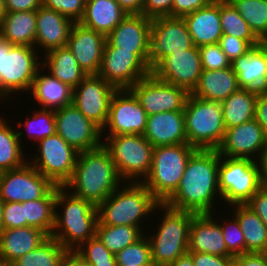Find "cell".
<instances>
[{"mask_svg":"<svg viewBox=\"0 0 267 266\" xmlns=\"http://www.w3.org/2000/svg\"><path fill=\"white\" fill-rule=\"evenodd\" d=\"M3 206L4 202L0 199V233L3 231Z\"/></svg>","mask_w":267,"mask_h":266,"instance_id":"cell-61","label":"cell"},{"mask_svg":"<svg viewBox=\"0 0 267 266\" xmlns=\"http://www.w3.org/2000/svg\"><path fill=\"white\" fill-rule=\"evenodd\" d=\"M42 6V0H4L6 13L37 10Z\"/></svg>","mask_w":267,"mask_h":266,"instance_id":"cell-54","label":"cell"},{"mask_svg":"<svg viewBox=\"0 0 267 266\" xmlns=\"http://www.w3.org/2000/svg\"><path fill=\"white\" fill-rule=\"evenodd\" d=\"M241 231L246 242V253H264L267 250V226L246 204H233ZM235 213V214H234Z\"/></svg>","mask_w":267,"mask_h":266,"instance_id":"cell-35","label":"cell"},{"mask_svg":"<svg viewBox=\"0 0 267 266\" xmlns=\"http://www.w3.org/2000/svg\"><path fill=\"white\" fill-rule=\"evenodd\" d=\"M231 217L233 219H230V221H226L224 218V223H221L223 225L220 224V226L228 251L233 256H237L246 253V242L237 218L234 215Z\"/></svg>","mask_w":267,"mask_h":266,"instance_id":"cell-45","label":"cell"},{"mask_svg":"<svg viewBox=\"0 0 267 266\" xmlns=\"http://www.w3.org/2000/svg\"><path fill=\"white\" fill-rule=\"evenodd\" d=\"M216 149H197L189 158L177 189L163 202L177 210L195 214H211L219 194Z\"/></svg>","mask_w":267,"mask_h":266,"instance_id":"cell-1","label":"cell"},{"mask_svg":"<svg viewBox=\"0 0 267 266\" xmlns=\"http://www.w3.org/2000/svg\"><path fill=\"white\" fill-rule=\"evenodd\" d=\"M67 191L64 186H56L55 225L50 236L69 251H74L96 236L98 212L91 202ZM60 206L64 208L61 215L57 211Z\"/></svg>","mask_w":267,"mask_h":266,"instance_id":"cell-3","label":"cell"},{"mask_svg":"<svg viewBox=\"0 0 267 266\" xmlns=\"http://www.w3.org/2000/svg\"><path fill=\"white\" fill-rule=\"evenodd\" d=\"M48 237L44 231L30 226L5 229L0 233V260L14 262Z\"/></svg>","mask_w":267,"mask_h":266,"instance_id":"cell-28","label":"cell"},{"mask_svg":"<svg viewBox=\"0 0 267 266\" xmlns=\"http://www.w3.org/2000/svg\"><path fill=\"white\" fill-rule=\"evenodd\" d=\"M228 266H237L233 261Z\"/></svg>","mask_w":267,"mask_h":266,"instance_id":"cell-66","label":"cell"},{"mask_svg":"<svg viewBox=\"0 0 267 266\" xmlns=\"http://www.w3.org/2000/svg\"><path fill=\"white\" fill-rule=\"evenodd\" d=\"M38 143L39 154L30 164L54 185L64 186L73 175L79 152L57 133Z\"/></svg>","mask_w":267,"mask_h":266,"instance_id":"cell-13","label":"cell"},{"mask_svg":"<svg viewBox=\"0 0 267 266\" xmlns=\"http://www.w3.org/2000/svg\"><path fill=\"white\" fill-rule=\"evenodd\" d=\"M86 0H42V6L79 22L84 15Z\"/></svg>","mask_w":267,"mask_h":266,"instance_id":"cell-47","label":"cell"},{"mask_svg":"<svg viewBox=\"0 0 267 266\" xmlns=\"http://www.w3.org/2000/svg\"><path fill=\"white\" fill-rule=\"evenodd\" d=\"M266 145L267 135L254 118L226 129L223 141L217 151L220 156L229 158L258 160Z\"/></svg>","mask_w":267,"mask_h":266,"instance_id":"cell-20","label":"cell"},{"mask_svg":"<svg viewBox=\"0 0 267 266\" xmlns=\"http://www.w3.org/2000/svg\"><path fill=\"white\" fill-rule=\"evenodd\" d=\"M116 90L98 75H87L73 89L72 103L102 130V134L109 116L110 100Z\"/></svg>","mask_w":267,"mask_h":266,"instance_id":"cell-16","label":"cell"},{"mask_svg":"<svg viewBox=\"0 0 267 266\" xmlns=\"http://www.w3.org/2000/svg\"><path fill=\"white\" fill-rule=\"evenodd\" d=\"M143 136L154 147L187 143L184 111H166L147 116Z\"/></svg>","mask_w":267,"mask_h":266,"instance_id":"cell-25","label":"cell"},{"mask_svg":"<svg viewBox=\"0 0 267 266\" xmlns=\"http://www.w3.org/2000/svg\"><path fill=\"white\" fill-rule=\"evenodd\" d=\"M193 46L183 18L156 17L152 19L150 36L146 40L145 61L152 70L165 56Z\"/></svg>","mask_w":267,"mask_h":266,"instance_id":"cell-11","label":"cell"},{"mask_svg":"<svg viewBox=\"0 0 267 266\" xmlns=\"http://www.w3.org/2000/svg\"><path fill=\"white\" fill-rule=\"evenodd\" d=\"M208 4L207 0H173L172 17L183 18Z\"/></svg>","mask_w":267,"mask_h":266,"instance_id":"cell-52","label":"cell"},{"mask_svg":"<svg viewBox=\"0 0 267 266\" xmlns=\"http://www.w3.org/2000/svg\"><path fill=\"white\" fill-rule=\"evenodd\" d=\"M60 266H92L85 262L75 251H69Z\"/></svg>","mask_w":267,"mask_h":266,"instance_id":"cell-58","label":"cell"},{"mask_svg":"<svg viewBox=\"0 0 267 266\" xmlns=\"http://www.w3.org/2000/svg\"><path fill=\"white\" fill-rule=\"evenodd\" d=\"M130 90L139 100L147 116L166 111L184 110L191 94L187 89L165 83L152 74L138 81Z\"/></svg>","mask_w":267,"mask_h":266,"instance_id":"cell-17","label":"cell"},{"mask_svg":"<svg viewBox=\"0 0 267 266\" xmlns=\"http://www.w3.org/2000/svg\"><path fill=\"white\" fill-rule=\"evenodd\" d=\"M192 256L194 266H228L233 259L208 253L188 252Z\"/></svg>","mask_w":267,"mask_h":266,"instance_id":"cell-53","label":"cell"},{"mask_svg":"<svg viewBox=\"0 0 267 266\" xmlns=\"http://www.w3.org/2000/svg\"><path fill=\"white\" fill-rule=\"evenodd\" d=\"M54 186L27 161L20 168L1 172L0 199L4 203L39 200Z\"/></svg>","mask_w":267,"mask_h":266,"instance_id":"cell-14","label":"cell"},{"mask_svg":"<svg viewBox=\"0 0 267 266\" xmlns=\"http://www.w3.org/2000/svg\"><path fill=\"white\" fill-rule=\"evenodd\" d=\"M142 230V228L128 225H97L96 236L109 251L116 255L126 246L141 239L144 236Z\"/></svg>","mask_w":267,"mask_h":266,"instance_id":"cell-39","label":"cell"},{"mask_svg":"<svg viewBox=\"0 0 267 266\" xmlns=\"http://www.w3.org/2000/svg\"><path fill=\"white\" fill-rule=\"evenodd\" d=\"M207 2L212 3V4H220V3L229 2V0H207Z\"/></svg>","mask_w":267,"mask_h":266,"instance_id":"cell-64","label":"cell"},{"mask_svg":"<svg viewBox=\"0 0 267 266\" xmlns=\"http://www.w3.org/2000/svg\"><path fill=\"white\" fill-rule=\"evenodd\" d=\"M3 41L2 37H1V34H0V43Z\"/></svg>","mask_w":267,"mask_h":266,"instance_id":"cell-68","label":"cell"},{"mask_svg":"<svg viewBox=\"0 0 267 266\" xmlns=\"http://www.w3.org/2000/svg\"><path fill=\"white\" fill-rule=\"evenodd\" d=\"M7 121L0 117V171H7L24 166L27 159L22 151L21 136L23 132H15Z\"/></svg>","mask_w":267,"mask_h":266,"instance_id":"cell-37","label":"cell"},{"mask_svg":"<svg viewBox=\"0 0 267 266\" xmlns=\"http://www.w3.org/2000/svg\"><path fill=\"white\" fill-rule=\"evenodd\" d=\"M203 70L225 69L231 66L219 44H209L198 47Z\"/></svg>","mask_w":267,"mask_h":266,"instance_id":"cell-46","label":"cell"},{"mask_svg":"<svg viewBox=\"0 0 267 266\" xmlns=\"http://www.w3.org/2000/svg\"><path fill=\"white\" fill-rule=\"evenodd\" d=\"M264 255H265L266 259H267V250L264 252Z\"/></svg>","mask_w":267,"mask_h":266,"instance_id":"cell-67","label":"cell"},{"mask_svg":"<svg viewBox=\"0 0 267 266\" xmlns=\"http://www.w3.org/2000/svg\"><path fill=\"white\" fill-rule=\"evenodd\" d=\"M0 34L3 40L13 45L34 47L36 37V10L6 13Z\"/></svg>","mask_w":267,"mask_h":266,"instance_id":"cell-33","label":"cell"},{"mask_svg":"<svg viewBox=\"0 0 267 266\" xmlns=\"http://www.w3.org/2000/svg\"><path fill=\"white\" fill-rule=\"evenodd\" d=\"M104 139L103 145L109 150L124 183L126 180L142 182L149 175L154 146L143 135H116Z\"/></svg>","mask_w":267,"mask_h":266,"instance_id":"cell-9","label":"cell"},{"mask_svg":"<svg viewBox=\"0 0 267 266\" xmlns=\"http://www.w3.org/2000/svg\"><path fill=\"white\" fill-rule=\"evenodd\" d=\"M6 12H5V7H4V0H0V26L2 23V20L5 16Z\"/></svg>","mask_w":267,"mask_h":266,"instance_id":"cell-62","label":"cell"},{"mask_svg":"<svg viewBox=\"0 0 267 266\" xmlns=\"http://www.w3.org/2000/svg\"><path fill=\"white\" fill-rule=\"evenodd\" d=\"M74 251L92 266H116L115 255L103 245L97 236L83 242Z\"/></svg>","mask_w":267,"mask_h":266,"instance_id":"cell-43","label":"cell"},{"mask_svg":"<svg viewBox=\"0 0 267 266\" xmlns=\"http://www.w3.org/2000/svg\"><path fill=\"white\" fill-rule=\"evenodd\" d=\"M157 209L163 210L164 215L158 232L148 238L152 263L155 266H170L188 252L189 229L195 213L177 210L164 203H159Z\"/></svg>","mask_w":267,"mask_h":266,"instance_id":"cell-5","label":"cell"},{"mask_svg":"<svg viewBox=\"0 0 267 266\" xmlns=\"http://www.w3.org/2000/svg\"><path fill=\"white\" fill-rule=\"evenodd\" d=\"M40 70L33 79L29 94L31 92L33 99L40 104L41 108L57 110L72 104L73 89Z\"/></svg>","mask_w":267,"mask_h":266,"instance_id":"cell-31","label":"cell"},{"mask_svg":"<svg viewBox=\"0 0 267 266\" xmlns=\"http://www.w3.org/2000/svg\"><path fill=\"white\" fill-rule=\"evenodd\" d=\"M42 66L49 74L74 89L87 75L78 65L67 46L56 48L43 55ZM45 59V60H44Z\"/></svg>","mask_w":267,"mask_h":266,"instance_id":"cell-32","label":"cell"},{"mask_svg":"<svg viewBox=\"0 0 267 266\" xmlns=\"http://www.w3.org/2000/svg\"><path fill=\"white\" fill-rule=\"evenodd\" d=\"M220 25L223 34L245 39L252 46L261 42L230 2L220 3Z\"/></svg>","mask_w":267,"mask_h":266,"instance_id":"cell-41","label":"cell"},{"mask_svg":"<svg viewBox=\"0 0 267 266\" xmlns=\"http://www.w3.org/2000/svg\"><path fill=\"white\" fill-rule=\"evenodd\" d=\"M233 262L237 266H267L264 253L247 252L234 256Z\"/></svg>","mask_w":267,"mask_h":266,"instance_id":"cell-55","label":"cell"},{"mask_svg":"<svg viewBox=\"0 0 267 266\" xmlns=\"http://www.w3.org/2000/svg\"><path fill=\"white\" fill-rule=\"evenodd\" d=\"M258 92L239 89L221 102L225 129L245 123L255 118Z\"/></svg>","mask_w":267,"mask_h":266,"instance_id":"cell-34","label":"cell"},{"mask_svg":"<svg viewBox=\"0 0 267 266\" xmlns=\"http://www.w3.org/2000/svg\"><path fill=\"white\" fill-rule=\"evenodd\" d=\"M240 89L267 90V45L260 42L231 63Z\"/></svg>","mask_w":267,"mask_h":266,"instance_id":"cell-24","label":"cell"},{"mask_svg":"<svg viewBox=\"0 0 267 266\" xmlns=\"http://www.w3.org/2000/svg\"><path fill=\"white\" fill-rule=\"evenodd\" d=\"M257 161L259 164L261 182L263 185H266L267 184V145L261 152V155Z\"/></svg>","mask_w":267,"mask_h":266,"instance_id":"cell-59","label":"cell"},{"mask_svg":"<svg viewBox=\"0 0 267 266\" xmlns=\"http://www.w3.org/2000/svg\"><path fill=\"white\" fill-rule=\"evenodd\" d=\"M170 266H194L192 256L187 252L178 257Z\"/></svg>","mask_w":267,"mask_h":266,"instance_id":"cell-60","label":"cell"},{"mask_svg":"<svg viewBox=\"0 0 267 266\" xmlns=\"http://www.w3.org/2000/svg\"><path fill=\"white\" fill-rule=\"evenodd\" d=\"M56 185L39 200L23 202L26 226L35 227L51 235L55 225Z\"/></svg>","mask_w":267,"mask_h":266,"instance_id":"cell-36","label":"cell"},{"mask_svg":"<svg viewBox=\"0 0 267 266\" xmlns=\"http://www.w3.org/2000/svg\"><path fill=\"white\" fill-rule=\"evenodd\" d=\"M74 21L55 10L41 6L36 10L35 44L45 53L67 45Z\"/></svg>","mask_w":267,"mask_h":266,"instance_id":"cell-23","label":"cell"},{"mask_svg":"<svg viewBox=\"0 0 267 266\" xmlns=\"http://www.w3.org/2000/svg\"><path fill=\"white\" fill-rule=\"evenodd\" d=\"M68 252L67 248L49 236L36 249L19 257L14 263L17 266H60Z\"/></svg>","mask_w":267,"mask_h":266,"instance_id":"cell-38","label":"cell"},{"mask_svg":"<svg viewBox=\"0 0 267 266\" xmlns=\"http://www.w3.org/2000/svg\"><path fill=\"white\" fill-rule=\"evenodd\" d=\"M151 23L152 19L142 14H128L106 36V41L114 48L134 53H145Z\"/></svg>","mask_w":267,"mask_h":266,"instance_id":"cell-26","label":"cell"},{"mask_svg":"<svg viewBox=\"0 0 267 266\" xmlns=\"http://www.w3.org/2000/svg\"><path fill=\"white\" fill-rule=\"evenodd\" d=\"M105 43L106 36L75 22L66 46L86 75H98Z\"/></svg>","mask_w":267,"mask_h":266,"instance_id":"cell-21","label":"cell"},{"mask_svg":"<svg viewBox=\"0 0 267 266\" xmlns=\"http://www.w3.org/2000/svg\"><path fill=\"white\" fill-rule=\"evenodd\" d=\"M196 150L188 143L154 147L149 175L142 183L160 203L177 189L186 164Z\"/></svg>","mask_w":267,"mask_h":266,"instance_id":"cell-6","label":"cell"},{"mask_svg":"<svg viewBox=\"0 0 267 266\" xmlns=\"http://www.w3.org/2000/svg\"><path fill=\"white\" fill-rule=\"evenodd\" d=\"M56 133L79 153L103 144L102 130L70 104L55 110Z\"/></svg>","mask_w":267,"mask_h":266,"instance_id":"cell-15","label":"cell"},{"mask_svg":"<svg viewBox=\"0 0 267 266\" xmlns=\"http://www.w3.org/2000/svg\"><path fill=\"white\" fill-rule=\"evenodd\" d=\"M211 214H195L189 229L188 252L231 257L223 239L222 229Z\"/></svg>","mask_w":267,"mask_h":266,"instance_id":"cell-22","label":"cell"},{"mask_svg":"<svg viewBox=\"0 0 267 266\" xmlns=\"http://www.w3.org/2000/svg\"><path fill=\"white\" fill-rule=\"evenodd\" d=\"M34 48L13 45L5 40L0 43V94L4 99L15 92L29 93L33 79L42 67L39 52Z\"/></svg>","mask_w":267,"mask_h":266,"instance_id":"cell-8","label":"cell"},{"mask_svg":"<svg viewBox=\"0 0 267 266\" xmlns=\"http://www.w3.org/2000/svg\"><path fill=\"white\" fill-rule=\"evenodd\" d=\"M127 182L97 206L98 224L141 228L143 217L151 215L160 203L142 182ZM142 219V220H141Z\"/></svg>","mask_w":267,"mask_h":266,"instance_id":"cell-4","label":"cell"},{"mask_svg":"<svg viewBox=\"0 0 267 266\" xmlns=\"http://www.w3.org/2000/svg\"><path fill=\"white\" fill-rule=\"evenodd\" d=\"M267 226V187L263 185L246 203Z\"/></svg>","mask_w":267,"mask_h":266,"instance_id":"cell-51","label":"cell"},{"mask_svg":"<svg viewBox=\"0 0 267 266\" xmlns=\"http://www.w3.org/2000/svg\"><path fill=\"white\" fill-rule=\"evenodd\" d=\"M262 186L256 160L220 156L218 188L223 202L246 204Z\"/></svg>","mask_w":267,"mask_h":266,"instance_id":"cell-10","label":"cell"},{"mask_svg":"<svg viewBox=\"0 0 267 266\" xmlns=\"http://www.w3.org/2000/svg\"><path fill=\"white\" fill-rule=\"evenodd\" d=\"M147 114L130 89H117L110 100L109 116L104 131L107 136L140 134L146 129Z\"/></svg>","mask_w":267,"mask_h":266,"instance_id":"cell-18","label":"cell"},{"mask_svg":"<svg viewBox=\"0 0 267 266\" xmlns=\"http://www.w3.org/2000/svg\"><path fill=\"white\" fill-rule=\"evenodd\" d=\"M143 236L137 242L126 246L115 255L118 265H154L152 263L149 239Z\"/></svg>","mask_w":267,"mask_h":266,"instance_id":"cell-44","label":"cell"},{"mask_svg":"<svg viewBox=\"0 0 267 266\" xmlns=\"http://www.w3.org/2000/svg\"><path fill=\"white\" fill-rule=\"evenodd\" d=\"M173 0H145L142 15L150 19L172 17Z\"/></svg>","mask_w":267,"mask_h":266,"instance_id":"cell-50","label":"cell"},{"mask_svg":"<svg viewBox=\"0 0 267 266\" xmlns=\"http://www.w3.org/2000/svg\"><path fill=\"white\" fill-rule=\"evenodd\" d=\"M229 2L248 23L254 35L264 42L267 39V0H229Z\"/></svg>","mask_w":267,"mask_h":266,"instance_id":"cell-40","label":"cell"},{"mask_svg":"<svg viewBox=\"0 0 267 266\" xmlns=\"http://www.w3.org/2000/svg\"><path fill=\"white\" fill-rule=\"evenodd\" d=\"M149 75H151V68L145 61V53L114 48L106 41L99 77L116 89H130Z\"/></svg>","mask_w":267,"mask_h":266,"instance_id":"cell-12","label":"cell"},{"mask_svg":"<svg viewBox=\"0 0 267 266\" xmlns=\"http://www.w3.org/2000/svg\"><path fill=\"white\" fill-rule=\"evenodd\" d=\"M123 180L109 150L101 146L78 154L71 179L64 185L73 195L96 207L112 194Z\"/></svg>","mask_w":267,"mask_h":266,"instance_id":"cell-2","label":"cell"},{"mask_svg":"<svg viewBox=\"0 0 267 266\" xmlns=\"http://www.w3.org/2000/svg\"><path fill=\"white\" fill-rule=\"evenodd\" d=\"M0 266H17L14 262L0 260Z\"/></svg>","mask_w":267,"mask_h":266,"instance_id":"cell-63","label":"cell"},{"mask_svg":"<svg viewBox=\"0 0 267 266\" xmlns=\"http://www.w3.org/2000/svg\"><path fill=\"white\" fill-rule=\"evenodd\" d=\"M255 120L261 125L267 135V90L258 92Z\"/></svg>","mask_w":267,"mask_h":266,"instance_id":"cell-56","label":"cell"},{"mask_svg":"<svg viewBox=\"0 0 267 266\" xmlns=\"http://www.w3.org/2000/svg\"><path fill=\"white\" fill-rule=\"evenodd\" d=\"M239 89L237 74L230 66L225 69L203 70L191 95L209 101L222 102Z\"/></svg>","mask_w":267,"mask_h":266,"instance_id":"cell-29","label":"cell"},{"mask_svg":"<svg viewBox=\"0 0 267 266\" xmlns=\"http://www.w3.org/2000/svg\"><path fill=\"white\" fill-rule=\"evenodd\" d=\"M17 124V127L25 125L28 136L39 142L56 133L55 110L41 108L40 111H35L32 117L28 116L26 122Z\"/></svg>","mask_w":267,"mask_h":266,"instance_id":"cell-42","label":"cell"},{"mask_svg":"<svg viewBox=\"0 0 267 266\" xmlns=\"http://www.w3.org/2000/svg\"><path fill=\"white\" fill-rule=\"evenodd\" d=\"M127 15L115 0H86L79 22L107 36Z\"/></svg>","mask_w":267,"mask_h":266,"instance_id":"cell-30","label":"cell"},{"mask_svg":"<svg viewBox=\"0 0 267 266\" xmlns=\"http://www.w3.org/2000/svg\"><path fill=\"white\" fill-rule=\"evenodd\" d=\"M218 44L231 63L253 47L247 40L227 34L221 36Z\"/></svg>","mask_w":267,"mask_h":266,"instance_id":"cell-48","label":"cell"},{"mask_svg":"<svg viewBox=\"0 0 267 266\" xmlns=\"http://www.w3.org/2000/svg\"><path fill=\"white\" fill-rule=\"evenodd\" d=\"M202 72L199 49L195 45L186 51L165 56L151 70L156 79L185 88L190 93L197 86Z\"/></svg>","mask_w":267,"mask_h":266,"instance_id":"cell-19","label":"cell"},{"mask_svg":"<svg viewBox=\"0 0 267 266\" xmlns=\"http://www.w3.org/2000/svg\"><path fill=\"white\" fill-rule=\"evenodd\" d=\"M196 47L216 44L223 35L220 25V4L209 3L183 17Z\"/></svg>","mask_w":267,"mask_h":266,"instance_id":"cell-27","label":"cell"},{"mask_svg":"<svg viewBox=\"0 0 267 266\" xmlns=\"http://www.w3.org/2000/svg\"><path fill=\"white\" fill-rule=\"evenodd\" d=\"M183 111L187 143L197 149L217 150L226 130L221 102L190 94Z\"/></svg>","mask_w":267,"mask_h":266,"instance_id":"cell-7","label":"cell"},{"mask_svg":"<svg viewBox=\"0 0 267 266\" xmlns=\"http://www.w3.org/2000/svg\"><path fill=\"white\" fill-rule=\"evenodd\" d=\"M116 266H133V265H118V264H116ZM140 266H155V265H140Z\"/></svg>","mask_w":267,"mask_h":266,"instance_id":"cell-65","label":"cell"},{"mask_svg":"<svg viewBox=\"0 0 267 266\" xmlns=\"http://www.w3.org/2000/svg\"><path fill=\"white\" fill-rule=\"evenodd\" d=\"M26 227L21 202H8L3 206V230Z\"/></svg>","mask_w":267,"mask_h":266,"instance_id":"cell-49","label":"cell"},{"mask_svg":"<svg viewBox=\"0 0 267 266\" xmlns=\"http://www.w3.org/2000/svg\"><path fill=\"white\" fill-rule=\"evenodd\" d=\"M127 14H142L145 0H115Z\"/></svg>","mask_w":267,"mask_h":266,"instance_id":"cell-57","label":"cell"}]
</instances>
